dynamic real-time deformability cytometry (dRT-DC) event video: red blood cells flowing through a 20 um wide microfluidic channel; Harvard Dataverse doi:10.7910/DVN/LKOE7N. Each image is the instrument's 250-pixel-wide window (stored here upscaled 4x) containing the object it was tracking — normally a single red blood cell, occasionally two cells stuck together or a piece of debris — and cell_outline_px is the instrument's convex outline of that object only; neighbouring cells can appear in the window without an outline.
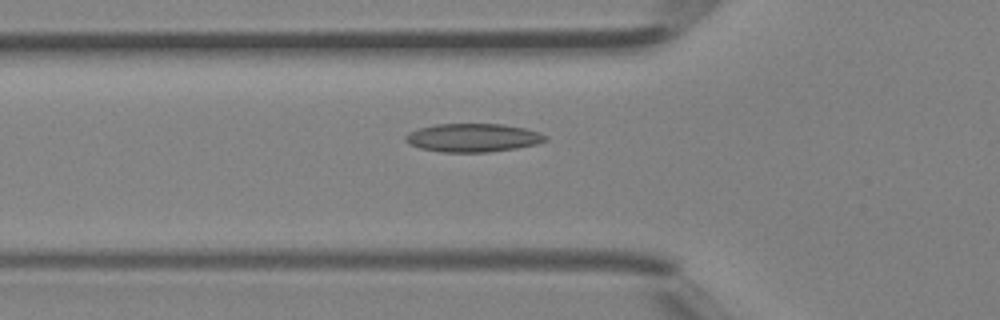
{"species": "Egyptian fruit bat (a non-hibernating species)", "species_latin": "Rousettus aegyptiacus", "temperature_condition": "room temperature", "stored_images_in_passage": 42, "segment_of_instrument_passage": [1, 2], "camera_frame_rate_fps": 3000, "um_per_image_px": 0.085, "animal": {"sex": "female"}, "frame": {"image": 1, "passage_image": 14, "time_ms": 4.333, "image_size_px": [1000, 320], "cell_outline_px": [[548, 140], [536, 144], [516, 148], [488, 152], [440, 152], [420, 148], [408, 144], [404, 140], [404, 136], [408, 132], [420, 128], [436, 124], [504, 124], [524, 128], [540, 132], [548, 136]], "centroid_in_image_um": [40.19, 11.71], "position_along_channel_um": 85.6, "area_um2": 23.29}}
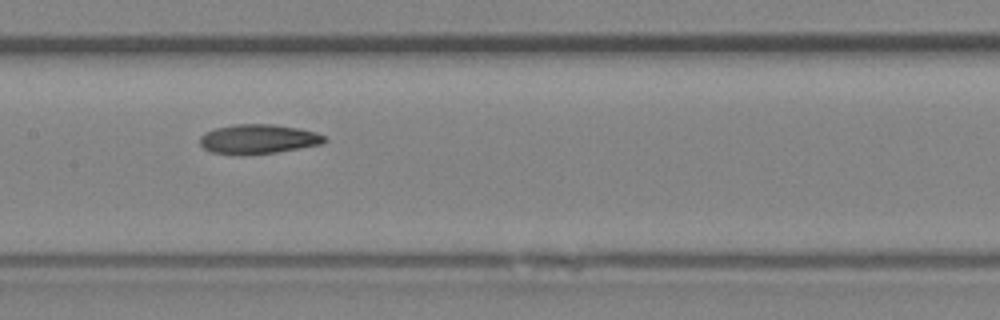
{"frame": {"image": 2, "passage_image": 20, "time_ms": 6.333, "image_size_px": [1000, 320], "cell_outline_px": [[328, 140], [324, 144], [276, 152], [244, 156], [236, 156], [212, 152], [204, 148], [200, 144], [200, 136], [204, 132], [216, 128], [236, 124], [272, 124], [300, 128], [316, 132], [324, 136]], "centroid_in_image_um": [21.95, 11.84], "position_along_channel_um": 185.4, "area_um2": 21.79}}
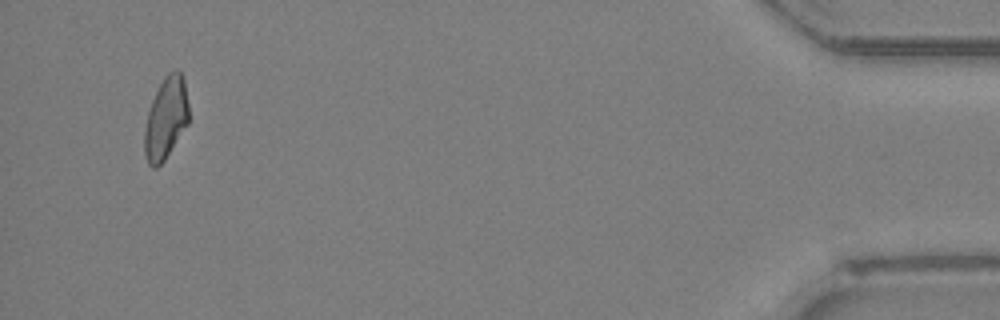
{"frame": {"image": 3, "passage_image": 39, "time_ms": 12.667, "image_size_px": [1000, 320], "cell_outline_px": [[188, 124], [164, 160], [156, 168], [152, 168], [148, 164], [144, 156], [144, 132], [148, 112], [152, 100], [164, 76], [168, 72], [180, 72], [184, 80], [188, 104]], "centroid_in_image_um": [14.08, 10.09], "position_along_channel_um": 421.1, "area_um2": 20.92}}